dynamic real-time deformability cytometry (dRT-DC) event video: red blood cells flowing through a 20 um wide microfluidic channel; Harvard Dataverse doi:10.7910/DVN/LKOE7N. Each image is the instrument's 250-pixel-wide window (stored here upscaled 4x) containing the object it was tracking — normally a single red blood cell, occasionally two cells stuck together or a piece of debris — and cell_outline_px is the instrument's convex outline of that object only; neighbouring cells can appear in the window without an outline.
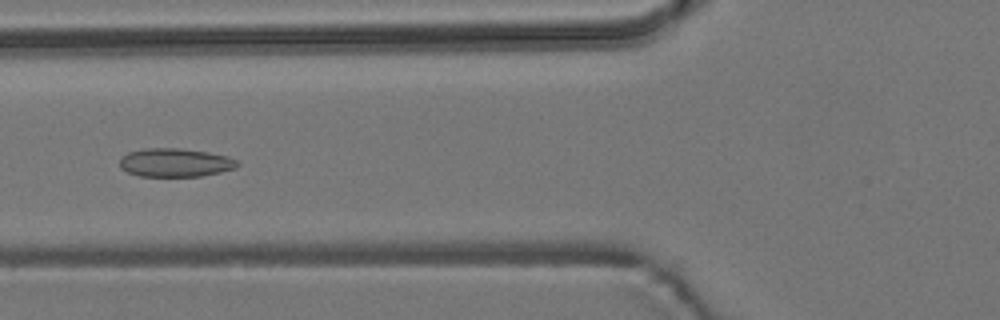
{"species": "common noctule bat (a hibernating species)", "species_latin": "Nyctalus noctula", "temperature_condition": "room temperature", "stored_images_in_passage": 8, "camera_frame_rate_fps": 3000, "um_per_image_px": 0.085, "animal": {"sex": "male", "body_mass_g": 19.2, "forearm_length_mm": 51.8}, "frame": {"image": 1, "passage_image": 5, "time_ms": 4.667, "image_size_px": [1000, 320], "cell_outline_px": [[240, 164], [236, 168], [220, 172], [200, 176], [140, 176], [128, 172], [120, 168], [120, 160], [128, 152], [144, 148], [180, 148], [208, 152], [228, 156], [236, 160]], "centroid_in_image_um": [14.91, 13.81], "position_along_channel_um": 110.9, "area_um2": 19.54}}
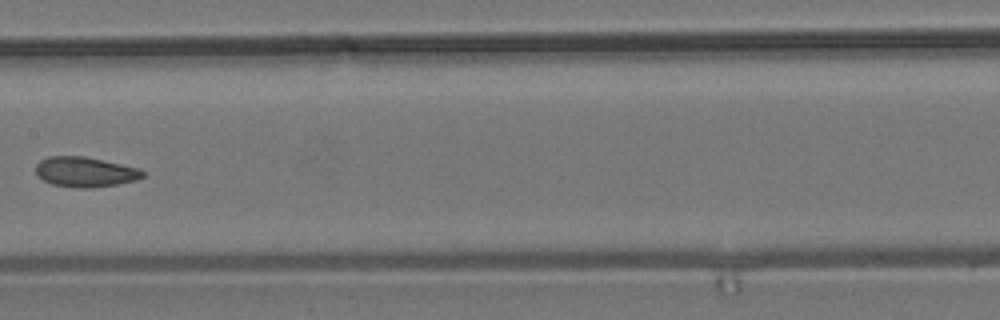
{"frame": {"image": 2, "passage_image": 7, "time_ms": 7.0, "image_size_px": [1000, 320], "cell_outline_px": [[144, 176], [136, 180], [116, 184], [92, 188], [76, 188], [52, 184], [36, 176], [36, 164], [40, 160], [48, 156], [84, 156], [140, 168], [144, 172]], "centroid_in_image_um": [7.22, 14.61], "position_along_channel_um": 200.2, "area_um2": 18.79}}
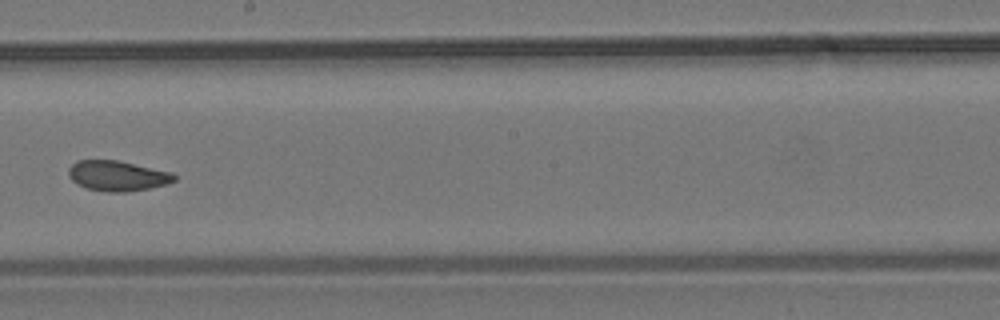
{"frame": {"image": 3, "passage_image": 8, "time_ms": 8.0, "image_size_px": [1000, 320], "cell_outline_px": [[176, 180], [168, 184], [148, 188], [124, 192], [108, 192], [88, 188], [76, 184], [68, 176], [68, 168], [76, 160], [120, 160], [172, 172], [176, 176]], "centroid_in_image_um": [9.98, 14.93], "position_along_channel_um": 238.2, "area_um2": 18.79}}